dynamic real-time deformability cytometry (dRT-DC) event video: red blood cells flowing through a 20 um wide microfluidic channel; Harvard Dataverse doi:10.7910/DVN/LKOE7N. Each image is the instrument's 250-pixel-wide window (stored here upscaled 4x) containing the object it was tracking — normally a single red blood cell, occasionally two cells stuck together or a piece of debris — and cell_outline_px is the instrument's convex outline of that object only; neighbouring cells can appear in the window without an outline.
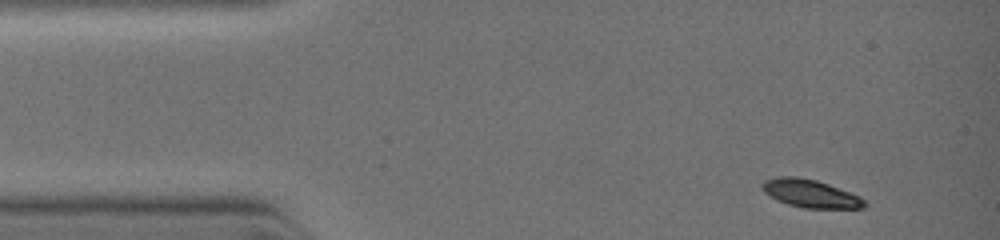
{"species": "common noctule bat (a hibernating species)", "species_latin": "Nyctalus noctula", "temperature_condition": "warm", "stored_images_in_passage": 4, "camera_frame_rate_fps": 3000, "um_per_image_px": 0.085, "animal": {"sex": "female", "body_mass_g": 19.0, "forearm_length_mm": 51.5}, "frame": {"image": 1, "passage_image": 1, "time_ms": 0.0, "image_size_px": [1000, 240], "cell_outline_px": [[868, 204], [864, 208], [804, 208], [788, 204], [776, 200], [768, 196], [760, 188], [760, 184], [764, 180], [780, 176], [796, 176], [816, 180], [828, 184], [860, 196]], "centroid_in_image_um": [68.85, 16.45], "position_along_channel_um": 16.2, "area_um2": 16.82}}
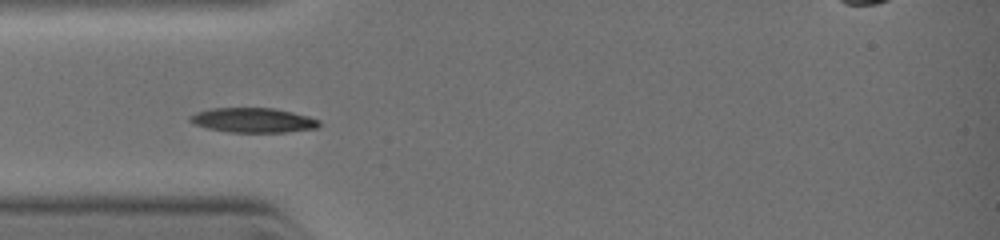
{"frame": {"image": 2, "passage_image": 3, "time_ms": 2.333, "image_size_px": [1000, 240], "cell_outline_px": [[320, 124], [316, 128], [284, 132], [228, 132], [208, 128], [196, 124], [188, 120], [188, 116], [196, 112], [212, 108], [272, 108], [292, 112], [308, 116], [320, 120]], "centroid_in_image_um": [21.5, 10.21], "position_along_channel_um": 63.5, "area_um2": 18.44}}